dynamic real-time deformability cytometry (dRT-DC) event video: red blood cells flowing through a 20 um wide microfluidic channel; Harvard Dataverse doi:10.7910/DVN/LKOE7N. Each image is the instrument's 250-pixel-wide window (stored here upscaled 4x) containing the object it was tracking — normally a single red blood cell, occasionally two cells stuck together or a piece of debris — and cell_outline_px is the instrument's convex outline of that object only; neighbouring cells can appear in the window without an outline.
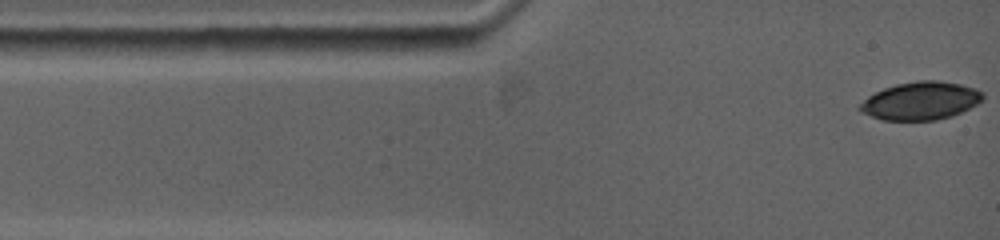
{"species": "common noctule bat (a hibernating species)", "species_latin": "Nyctalus noctula", "temperature_condition": "warm", "stored_images_in_passage": 15, "camera_frame_rate_fps": 5000, "um_per_image_px": 0.085, "animal": {"sex": "female", "body_mass_g": 19.0, "forearm_length_mm": 53.3}, "frame": {"image": 1, "passage_image": 1, "time_ms": 0.0, "image_size_px": [1000, 240], "cell_outline_px": [[984, 100], [952, 116], [936, 120], [880, 120], [860, 112], [856, 108], [868, 96], [884, 88], [896, 84], [920, 80], [936, 80], [960, 84], [984, 92]], "centroid_in_image_um": [78.23, 8.58], "position_along_channel_um": 6.8, "area_um2": 27.22}}
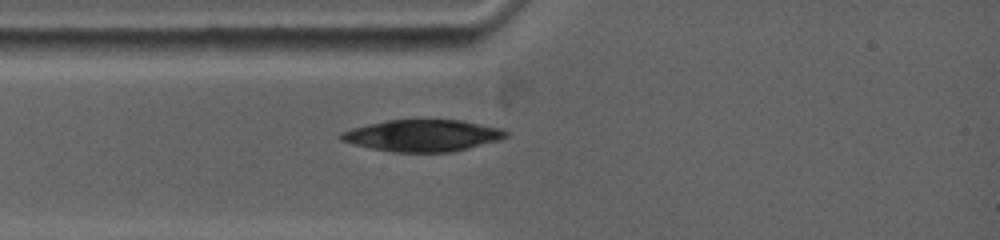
{"frame": {"image": 2, "passage_image": 13, "time_ms": 2.4, "image_size_px": [1000, 240], "cell_outline_px": [[508, 136], [500, 140], [452, 152], [392, 152], [372, 148], [340, 140], [336, 136], [340, 132], [352, 128], [368, 124], [388, 120], [460, 120], [504, 128], [508, 132]], "centroid_in_image_um": [35.94, 11.52], "position_along_channel_um": 49.1, "area_um2": 30.52}}